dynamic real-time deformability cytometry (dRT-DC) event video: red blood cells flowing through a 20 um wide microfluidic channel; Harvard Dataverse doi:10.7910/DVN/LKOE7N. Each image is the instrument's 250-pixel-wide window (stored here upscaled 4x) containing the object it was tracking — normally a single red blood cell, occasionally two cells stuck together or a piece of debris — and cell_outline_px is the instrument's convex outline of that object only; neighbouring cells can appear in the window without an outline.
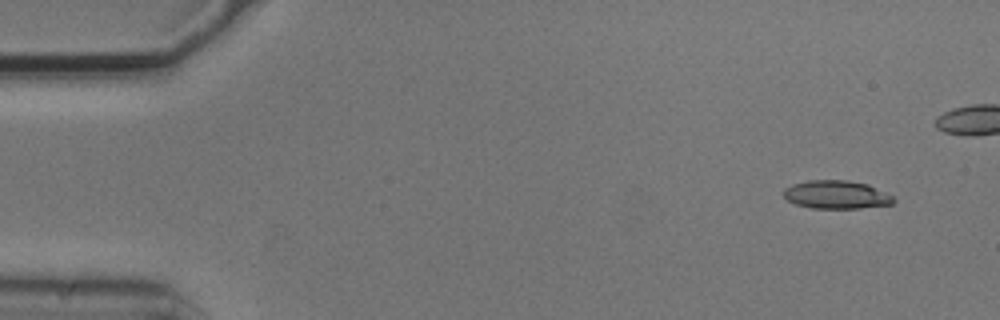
{"species": "common noctule bat (a hibernating species)", "species_latin": "Nyctalus noctula", "temperature_condition": "cold", "stored_images_in_passage": 6, "camera_frame_rate_fps": 3000, "um_per_image_px": 0.085, "animal": {"sex": "male", "body_mass_g": 20.5, "forearm_length_mm": 52.5}, "frame": {"image": 1, "passage_image": 1, "time_ms": 0.0, "image_size_px": [1000, 320], "cell_outline_px": [[896, 200], [892, 204], [860, 208], [812, 208], [796, 204], [788, 200], [784, 196], [784, 188], [792, 184], [808, 180], [848, 180], [868, 184], [892, 196]], "centroid_in_image_um": [71.08, 16.54], "position_along_channel_um": 13.9, "area_um2": 18.03}}
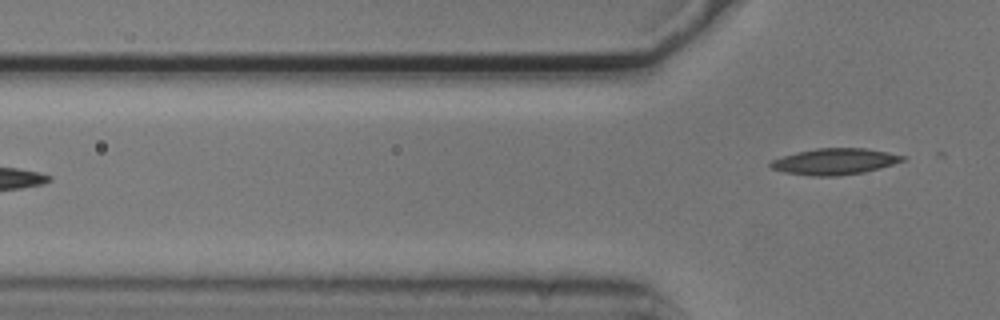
{"frame": {"image": 2, "passage_image": 6, "time_ms": 1.667, "image_size_px": [1000, 320], "cell_outline_px": [[908, 160], [880, 168], [864, 172], [840, 176], [812, 176], [784, 172], [772, 168], [768, 164], [772, 160], [796, 152], [816, 148], [864, 148], [888, 152], [908, 156]], "centroid_in_image_um": [71.01, 13.73], "position_along_channel_um": 54.8, "area_um2": 20.35}}